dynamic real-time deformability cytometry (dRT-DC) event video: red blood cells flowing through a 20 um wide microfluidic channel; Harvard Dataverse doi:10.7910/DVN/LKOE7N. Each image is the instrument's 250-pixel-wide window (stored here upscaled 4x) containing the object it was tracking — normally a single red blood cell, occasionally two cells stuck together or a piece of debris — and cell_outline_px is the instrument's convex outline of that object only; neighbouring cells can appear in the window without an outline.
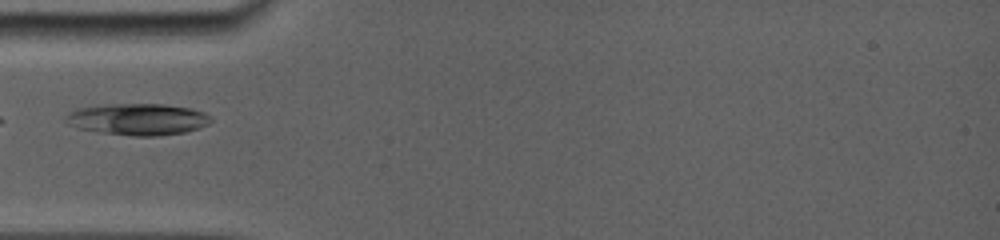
{"species": "common noctule bat (a hibernating species)", "species_latin": "Nyctalus noctula", "temperature_condition": "room temperature", "stored_images_in_passage": 7, "camera_frame_rate_fps": 5000, "um_per_image_px": 0.085, "animal": {"sex": "female", "body_mass_g": 19.0, "forearm_length_mm": 56.7}, "frame": {"image": 1, "passage_image": 1, "time_ms": 0.0, "image_size_px": [1000, 240], "cell_outline_px": [[212, 120], [208, 124], [200, 128], [188, 132], [160, 136], [132, 136], [100, 132], [76, 128], [68, 124], [64, 120], [64, 116], [68, 112], [76, 108], [104, 104], [164, 104], [188, 108], [204, 112]], "centroid_in_image_um": [11.67, 10.14], "position_along_channel_um": 73.3, "area_um2": 27.05}}